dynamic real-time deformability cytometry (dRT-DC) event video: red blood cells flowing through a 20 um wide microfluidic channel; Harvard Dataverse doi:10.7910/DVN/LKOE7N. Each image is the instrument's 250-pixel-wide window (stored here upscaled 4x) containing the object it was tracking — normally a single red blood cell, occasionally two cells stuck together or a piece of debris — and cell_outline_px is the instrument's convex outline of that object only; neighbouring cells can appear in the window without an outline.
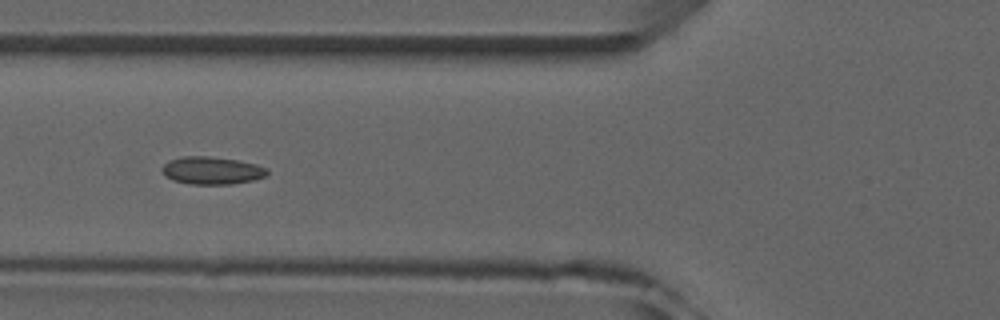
{"species": "common noctule bat (a hibernating species)", "species_latin": "Nyctalus noctula", "temperature_condition": "room temperature", "stored_images_in_passage": 9, "camera_frame_rate_fps": 3000, "um_per_image_px": 0.085, "animal": {"sex": "male", "forearm_length_mm": 52.5}, "frame": {"image": 1, "passage_image": 6, "time_ms": 5.667, "image_size_px": [1000, 320], "cell_outline_px": [[268, 172], [264, 176], [252, 180], [232, 184], [188, 184], [172, 180], [164, 176], [164, 164], [168, 160], [180, 156], [208, 156], [236, 160], [256, 164], [268, 168]], "centroid_in_image_um": [17.98, 14.49], "position_along_channel_um": 107.8, "area_um2": 16.88}}
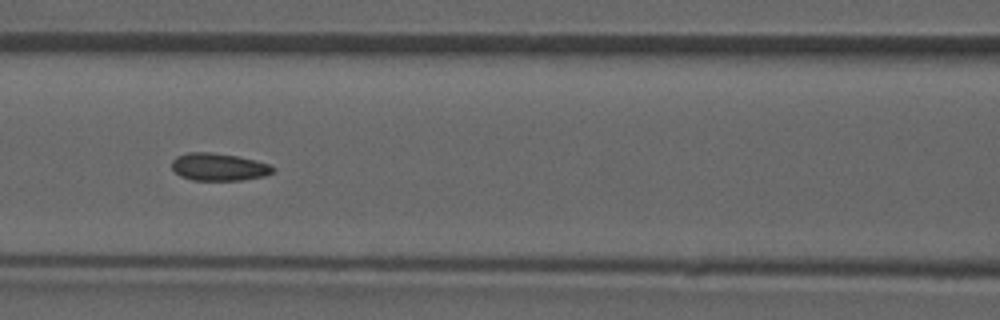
{"frame": {"image": 2, "passage_image": 7, "time_ms": 6.667, "image_size_px": [1000, 320], "cell_outline_px": [[276, 168], [272, 172], [264, 176], [240, 180], [192, 180], [180, 176], [172, 168], [172, 160], [176, 156], [188, 152], [212, 152], [236, 156], [256, 160], [272, 164]], "centroid_in_image_um": [18.6, 14.18], "position_along_channel_um": 148.0, "area_um2": 16.3}}